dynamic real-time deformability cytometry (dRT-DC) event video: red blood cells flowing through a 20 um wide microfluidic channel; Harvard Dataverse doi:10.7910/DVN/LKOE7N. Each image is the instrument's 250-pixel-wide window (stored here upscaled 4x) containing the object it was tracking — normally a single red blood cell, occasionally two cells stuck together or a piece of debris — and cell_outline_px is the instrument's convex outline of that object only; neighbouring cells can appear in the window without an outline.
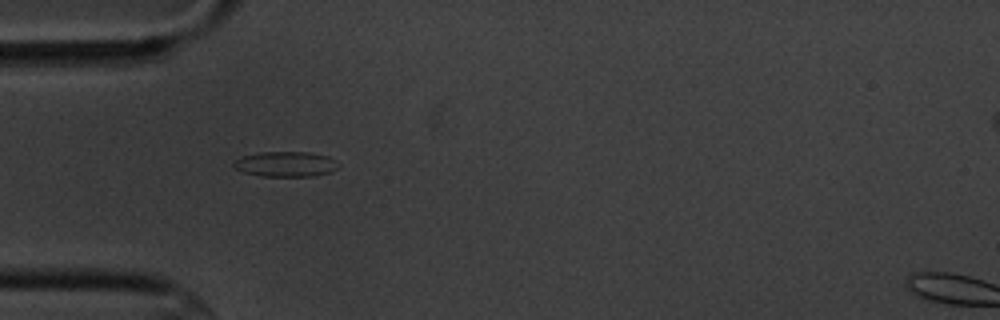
{"species": "common noctule bat (a hibernating species)", "species_latin": "Nyctalus noctula", "temperature_condition": "cold", "stored_images_in_passage": 2, "camera_frame_rate_fps": 3000, "um_per_image_px": 0.085, "animal": {"sex": "male", "body_mass_g": 20.1, "forearm_length_mm": 53.5}, "frame": {"image": 1, "passage_image": 1, "time_ms": 0.0, "image_size_px": [1000, 320], "cell_outline_px": [[340, 168], [316, 176], [260, 176], [244, 172], [236, 168], [232, 164], [236, 160], [244, 156], [260, 152], [308, 152], [328, 156], [336, 160], [340, 164]], "centroid_in_image_um": [24.34, 13.95], "position_along_channel_um": 60.7, "area_um2": 15.37}}
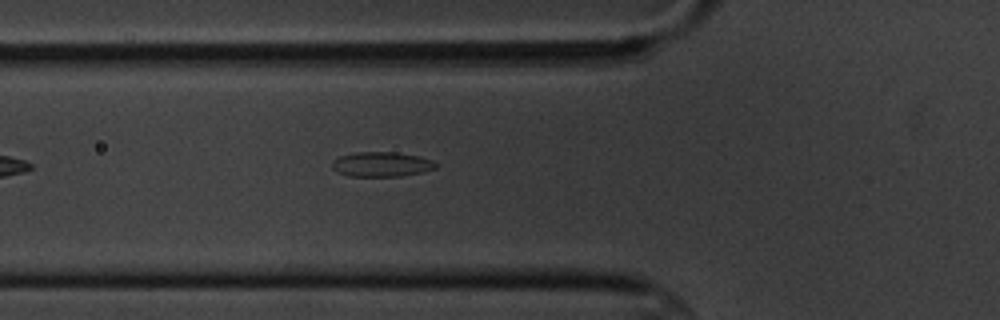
{"frame": {"image": 2, "passage_image": 2, "time_ms": 1.0, "image_size_px": [1000, 320], "cell_outline_px": [[436, 168], [424, 172], [400, 176], [348, 176], [332, 168], [332, 160], [340, 156], [356, 152], [396, 152], [420, 156], [432, 160], [436, 164]], "centroid_in_image_um": [32.44, 13.96], "position_along_channel_um": 93.4, "area_um2": 14.97}}